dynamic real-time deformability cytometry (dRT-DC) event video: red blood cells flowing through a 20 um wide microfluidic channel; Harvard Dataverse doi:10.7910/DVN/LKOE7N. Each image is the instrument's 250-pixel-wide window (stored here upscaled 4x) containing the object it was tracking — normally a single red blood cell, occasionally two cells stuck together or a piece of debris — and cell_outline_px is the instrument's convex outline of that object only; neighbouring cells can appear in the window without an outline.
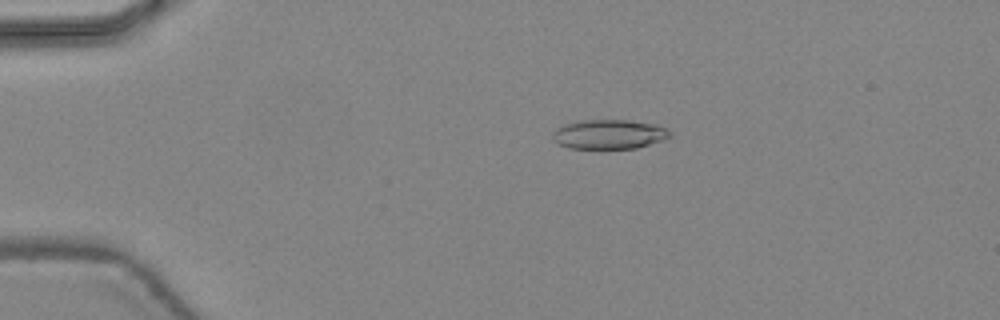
{"species": "common noctule bat (a hibernating species)", "species_latin": "Nyctalus noctula", "temperature_condition": "warm", "stored_images_in_passage": 45, "camera_frame_rate_fps": 3000, "um_per_image_px": 0.085, "animal": {"sex": "female", "body_mass_g": 24.6, "forearm_length_mm": 56.2}, "frame": {"image": 1, "passage_image": 9, "time_ms": 2.667, "image_size_px": [1000, 320], "cell_outline_px": [[672, 136], [664, 140], [636, 148], [568, 148], [556, 144], [552, 136], [552, 132], [556, 128], [564, 124], [576, 120], [628, 120], [656, 124], [664, 128]], "centroid_in_image_um": [51.72, 11.41], "position_along_channel_um": 33.3, "area_um2": 20.23}}
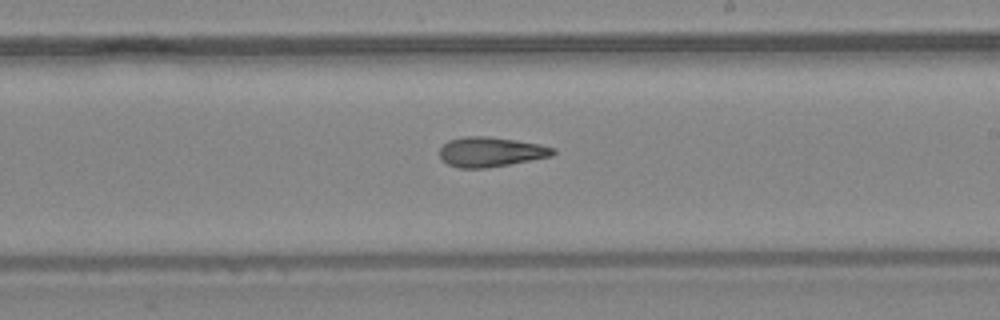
{"frame": {"image": 2, "passage_image": 27, "time_ms": 8.667, "image_size_px": [1000, 320], "cell_outline_px": [[556, 152], [552, 156], [508, 164], [484, 168], [460, 168], [448, 164], [440, 160], [440, 148], [448, 140], [464, 136], [488, 136], [516, 140], [540, 144], [556, 148]], "centroid_in_image_um": [41.7, 12.9], "position_along_channel_um": 247.3, "area_um2": 19.71}}
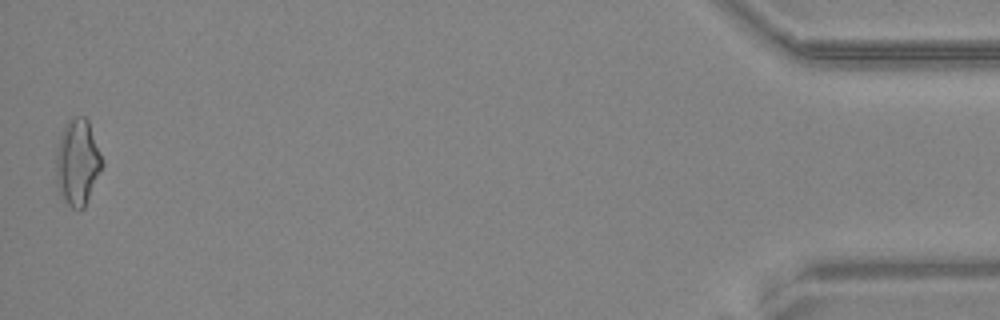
{"frame": {"image": 3, "passage_image": 45, "time_ms": 14.667, "image_size_px": [1000, 320], "cell_outline_px": [[104, 164], [84, 208], [80, 212], [72, 208], [60, 196], [56, 184], [56, 152], [60, 136], [64, 124], [68, 120], [76, 116], [84, 116], [88, 120], [104, 160]], "centroid_in_image_um": [6.59, 13.81], "position_along_channel_um": 428.6, "area_um2": 23.52}, "authors_computed_cell_mechanics": {"area_um2": 19.9988, "velocity_mm_per_s": 4.4974, "shape_relaxation_time_tau1_ms": null, "shape_relaxation_time_tau2_ms": 3.7724, "deformation_change_tau1": null, "deformation_change_tau2": 0.1482}}